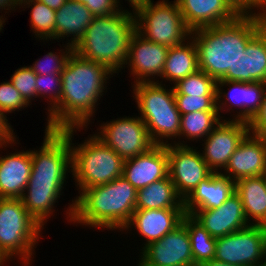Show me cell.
I'll return each instance as SVG.
<instances>
[{"label":"cell","mask_w":266,"mask_h":266,"mask_svg":"<svg viewBox=\"0 0 266 266\" xmlns=\"http://www.w3.org/2000/svg\"><path fill=\"white\" fill-rule=\"evenodd\" d=\"M112 75L105 65L73 51L61 73L60 101L49 111L45 130L88 127Z\"/></svg>","instance_id":"1"},{"label":"cell","mask_w":266,"mask_h":266,"mask_svg":"<svg viewBox=\"0 0 266 266\" xmlns=\"http://www.w3.org/2000/svg\"><path fill=\"white\" fill-rule=\"evenodd\" d=\"M44 133L42 146L31 150V175L21 197L27 211L43 228L55 212L54 205L62 195L66 175L72 172L68 129L45 130Z\"/></svg>","instance_id":"2"},{"label":"cell","mask_w":266,"mask_h":266,"mask_svg":"<svg viewBox=\"0 0 266 266\" xmlns=\"http://www.w3.org/2000/svg\"><path fill=\"white\" fill-rule=\"evenodd\" d=\"M263 27L260 15H238L227 23L191 31L199 70L216 81H237V61Z\"/></svg>","instance_id":"3"},{"label":"cell","mask_w":266,"mask_h":266,"mask_svg":"<svg viewBox=\"0 0 266 266\" xmlns=\"http://www.w3.org/2000/svg\"><path fill=\"white\" fill-rule=\"evenodd\" d=\"M78 194L66 210V220L74 224L124 231L136 210L137 190L122 176Z\"/></svg>","instance_id":"4"},{"label":"cell","mask_w":266,"mask_h":266,"mask_svg":"<svg viewBox=\"0 0 266 266\" xmlns=\"http://www.w3.org/2000/svg\"><path fill=\"white\" fill-rule=\"evenodd\" d=\"M136 31V18L131 11L121 9L113 15L95 16L73 51L118 74L125 69Z\"/></svg>","instance_id":"5"},{"label":"cell","mask_w":266,"mask_h":266,"mask_svg":"<svg viewBox=\"0 0 266 266\" xmlns=\"http://www.w3.org/2000/svg\"><path fill=\"white\" fill-rule=\"evenodd\" d=\"M161 82L132 85L139 117L145 123L152 141L157 145L169 144L180 132V112L174 97V87L168 89ZM167 88V89H166ZM166 141H165V140ZM165 141V142H164Z\"/></svg>","instance_id":"6"},{"label":"cell","mask_w":266,"mask_h":266,"mask_svg":"<svg viewBox=\"0 0 266 266\" xmlns=\"http://www.w3.org/2000/svg\"><path fill=\"white\" fill-rule=\"evenodd\" d=\"M84 128H69L72 150V177L80 193L82 190L107 184L122 176L124 160L94 134L74 146V132ZM73 138V139H72ZM73 143V144H72Z\"/></svg>","instance_id":"7"},{"label":"cell","mask_w":266,"mask_h":266,"mask_svg":"<svg viewBox=\"0 0 266 266\" xmlns=\"http://www.w3.org/2000/svg\"><path fill=\"white\" fill-rule=\"evenodd\" d=\"M43 229L21 198H0V250L9 260L15 256L30 266Z\"/></svg>","instance_id":"8"},{"label":"cell","mask_w":266,"mask_h":266,"mask_svg":"<svg viewBox=\"0 0 266 266\" xmlns=\"http://www.w3.org/2000/svg\"><path fill=\"white\" fill-rule=\"evenodd\" d=\"M150 2L135 13L137 32L154 43L168 47L182 44L191 36L176 0Z\"/></svg>","instance_id":"9"},{"label":"cell","mask_w":266,"mask_h":266,"mask_svg":"<svg viewBox=\"0 0 266 266\" xmlns=\"http://www.w3.org/2000/svg\"><path fill=\"white\" fill-rule=\"evenodd\" d=\"M214 259L236 266H266V226L250 225L216 238Z\"/></svg>","instance_id":"10"},{"label":"cell","mask_w":266,"mask_h":266,"mask_svg":"<svg viewBox=\"0 0 266 266\" xmlns=\"http://www.w3.org/2000/svg\"><path fill=\"white\" fill-rule=\"evenodd\" d=\"M116 119L103 122L97 128L99 132L94 135L124 161L143 154L156 145L139 116Z\"/></svg>","instance_id":"11"},{"label":"cell","mask_w":266,"mask_h":266,"mask_svg":"<svg viewBox=\"0 0 266 266\" xmlns=\"http://www.w3.org/2000/svg\"><path fill=\"white\" fill-rule=\"evenodd\" d=\"M197 149L190 144L189 146L167 144L169 177L183 200L201 181L213 173L203 160L201 151Z\"/></svg>","instance_id":"12"},{"label":"cell","mask_w":266,"mask_h":266,"mask_svg":"<svg viewBox=\"0 0 266 266\" xmlns=\"http://www.w3.org/2000/svg\"><path fill=\"white\" fill-rule=\"evenodd\" d=\"M223 86H228L229 90L225 92ZM265 89L266 83L262 82L217 81L216 106L220 119L226 120L221 116V112L223 113L226 110L227 113L235 107L238 114H234L232 120L249 123L261 107Z\"/></svg>","instance_id":"13"},{"label":"cell","mask_w":266,"mask_h":266,"mask_svg":"<svg viewBox=\"0 0 266 266\" xmlns=\"http://www.w3.org/2000/svg\"><path fill=\"white\" fill-rule=\"evenodd\" d=\"M230 120H222L203 140L202 158L216 173L225 169L231 155L250 132L247 122Z\"/></svg>","instance_id":"14"},{"label":"cell","mask_w":266,"mask_h":266,"mask_svg":"<svg viewBox=\"0 0 266 266\" xmlns=\"http://www.w3.org/2000/svg\"><path fill=\"white\" fill-rule=\"evenodd\" d=\"M141 250L138 266L194 265L188 230L183 223Z\"/></svg>","instance_id":"15"},{"label":"cell","mask_w":266,"mask_h":266,"mask_svg":"<svg viewBox=\"0 0 266 266\" xmlns=\"http://www.w3.org/2000/svg\"><path fill=\"white\" fill-rule=\"evenodd\" d=\"M168 51V46L149 41L136 31L125 62L130 67V77H134L133 83L156 82V76L161 79Z\"/></svg>","instance_id":"16"},{"label":"cell","mask_w":266,"mask_h":266,"mask_svg":"<svg viewBox=\"0 0 266 266\" xmlns=\"http://www.w3.org/2000/svg\"><path fill=\"white\" fill-rule=\"evenodd\" d=\"M214 238L250 226L239 195L234 192L220 207L195 210L190 214Z\"/></svg>","instance_id":"17"},{"label":"cell","mask_w":266,"mask_h":266,"mask_svg":"<svg viewBox=\"0 0 266 266\" xmlns=\"http://www.w3.org/2000/svg\"><path fill=\"white\" fill-rule=\"evenodd\" d=\"M266 170V137L248 133L231 155L221 174L237 181L240 178L260 176Z\"/></svg>","instance_id":"18"},{"label":"cell","mask_w":266,"mask_h":266,"mask_svg":"<svg viewBox=\"0 0 266 266\" xmlns=\"http://www.w3.org/2000/svg\"><path fill=\"white\" fill-rule=\"evenodd\" d=\"M169 175L167 145H155L149 151L125 160L122 177L136 190Z\"/></svg>","instance_id":"19"},{"label":"cell","mask_w":266,"mask_h":266,"mask_svg":"<svg viewBox=\"0 0 266 266\" xmlns=\"http://www.w3.org/2000/svg\"><path fill=\"white\" fill-rule=\"evenodd\" d=\"M184 209L135 210L124 230L135 228L146 238L144 247L158 241L182 223Z\"/></svg>","instance_id":"20"},{"label":"cell","mask_w":266,"mask_h":266,"mask_svg":"<svg viewBox=\"0 0 266 266\" xmlns=\"http://www.w3.org/2000/svg\"><path fill=\"white\" fill-rule=\"evenodd\" d=\"M187 27H211L234 20L238 14L226 0H176Z\"/></svg>","instance_id":"21"},{"label":"cell","mask_w":266,"mask_h":266,"mask_svg":"<svg viewBox=\"0 0 266 266\" xmlns=\"http://www.w3.org/2000/svg\"><path fill=\"white\" fill-rule=\"evenodd\" d=\"M4 156H0V198H21L31 175V150Z\"/></svg>","instance_id":"22"},{"label":"cell","mask_w":266,"mask_h":266,"mask_svg":"<svg viewBox=\"0 0 266 266\" xmlns=\"http://www.w3.org/2000/svg\"><path fill=\"white\" fill-rule=\"evenodd\" d=\"M235 192V181L213 172L184 200L185 214L220 207Z\"/></svg>","instance_id":"23"},{"label":"cell","mask_w":266,"mask_h":266,"mask_svg":"<svg viewBox=\"0 0 266 266\" xmlns=\"http://www.w3.org/2000/svg\"><path fill=\"white\" fill-rule=\"evenodd\" d=\"M94 17L85 4L76 0H67L56 10L55 39L58 41L65 39L66 36L67 39L72 36L67 44L74 48Z\"/></svg>","instance_id":"24"},{"label":"cell","mask_w":266,"mask_h":266,"mask_svg":"<svg viewBox=\"0 0 266 266\" xmlns=\"http://www.w3.org/2000/svg\"><path fill=\"white\" fill-rule=\"evenodd\" d=\"M235 192L241 199L249 224L266 226V186L263 176L238 179L235 181Z\"/></svg>","instance_id":"25"},{"label":"cell","mask_w":266,"mask_h":266,"mask_svg":"<svg viewBox=\"0 0 266 266\" xmlns=\"http://www.w3.org/2000/svg\"><path fill=\"white\" fill-rule=\"evenodd\" d=\"M135 209H184V200L168 175L137 190Z\"/></svg>","instance_id":"26"},{"label":"cell","mask_w":266,"mask_h":266,"mask_svg":"<svg viewBox=\"0 0 266 266\" xmlns=\"http://www.w3.org/2000/svg\"><path fill=\"white\" fill-rule=\"evenodd\" d=\"M199 70L197 49L190 37L182 44L169 47L161 78L174 85Z\"/></svg>","instance_id":"27"},{"label":"cell","mask_w":266,"mask_h":266,"mask_svg":"<svg viewBox=\"0 0 266 266\" xmlns=\"http://www.w3.org/2000/svg\"><path fill=\"white\" fill-rule=\"evenodd\" d=\"M221 121L218 111H194L183 114L180 118L179 141H174L173 144L187 146L184 140L180 141L181 137H186V142L187 139L193 142L203 140Z\"/></svg>","instance_id":"28"},{"label":"cell","mask_w":266,"mask_h":266,"mask_svg":"<svg viewBox=\"0 0 266 266\" xmlns=\"http://www.w3.org/2000/svg\"><path fill=\"white\" fill-rule=\"evenodd\" d=\"M266 83V27L264 26L245 49V83Z\"/></svg>","instance_id":"29"},{"label":"cell","mask_w":266,"mask_h":266,"mask_svg":"<svg viewBox=\"0 0 266 266\" xmlns=\"http://www.w3.org/2000/svg\"><path fill=\"white\" fill-rule=\"evenodd\" d=\"M182 223L188 230L194 266H200L204 262L214 259L216 238L212 237L206 229L189 214L183 216Z\"/></svg>","instance_id":"30"},{"label":"cell","mask_w":266,"mask_h":266,"mask_svg":"<svg viewBox=\"0 0 266 266\" xmlns=\"http://www.w3.org/2000/svg\"><path fill=\"white\" fill-rule=\"evenodd\" d=\"M23 5L25 8L31 6L30 27L35 37L40 38L39 40L43 39V41L55 40L56 10L49 8L38 0L26 1L21 4L22 8H24Z\"/></svg>","instance_id":"31"},{"label":"cell","mask_w":266,"mask_h":266,"mask_svg":"<svg viewBox=\"0 0 266 266\" xmlns=\"http://www.w3.org/2000/svg\"><path fill=\"white\" fill-rule=\"evenodd\" d=\"M217 81L198 70L173 85L174 95L216 96Z\"/></svg>","instance_id":"32"},{"label":"cell","mask_w":266,"mask_h":266,"mask_svg":"<svg viewBox=\"0 0 266 266\" xmlns=\"http://www.w3.org/2000/svg\"><path fill=\"white\" fill-rule=\"evenodd\" d=\"M64 49H60L57 52H48L43 59H38L37 61H34L35 63L32 64V66H29L36 75H48V74H61L63 72V69L65 67V64L67 62L68 57L73 52V47L64 44ZM65 50V51H64Z\"/></svg>","instance_id":"33"},{"label":"cell","mask_w":266,"mask_h":266,"mask_svg":"<svg viewBox=\"0 0 266 266\" xmlns=\"http://www.w3.org/2000/svg\"><path fill=\"white\" fill-rule=\"evenodd\" d=\"M36 77L37 75L29 66L18 68L11 75L10 81L29 105L34 98H37Z\"/></svg>","instance_id":"34"},{"label":"cell","mask_w":266,"mask_h":266,"mask_svg":"<svg viewBox=\"0 0 266 266\" xmlns=\"http://www.w3.org/2000/svg\"><path fill=\"white\" fill-rule=\"evenodd\" d=\"M37 98H49V111L60 101L61 96V74L37 75L36 77ZM49 97H48V96Z\"/></svg>","instance_id":"35"},{"label":"cell","mask_w":266,"mask_h":266,"mask_svg":"<svg viewBox=\"0 0 266 266\" xmlns=\"http://www.w3.org/2000/svg\"><path fill=\"white\" fill-rule=\"evenodd\" d=\"M180 115L194 111H218L216 96L174 95Z\"/></svg>","instance_id":"36"},{"label":"cell","mask_w":266,"mask_h":266,"mask_svg":"<svg viewBox=\"0 0 266 266\" xmlns=\"http://www.w3.org/2000/svg\"><path fill=\"white\" fill-rule=\"evenodd\" d=\"M29 104L14 87L12 82L6 81L0 84V110L6 115L27 108Z\"/></svg>","instance_id":"37"},{"label":"cell","mask_w":266,"mask_h":266,"mask_svg":"<svg viewBox=\"0 0 266 266\" xmlns=\"http://www.w3.org/2000/svg\"><path fill=\"white\" fill-rule=\"evenodd\" d=\"M85 6L93 13L94 16L113 15L119 10H123L120 7V0H76Z\"/></svg>","instance_id":"38"},{"label":"cell","mask_w":266,"mask_h":266,"mask_svg":"<svg viewBox=\"0 0 266 266\" xmlns=\"http://www.w3.org/2000/svg\"><path fill=\"white\" fill-rule=\"evenodd\" d=\"M238 15H260L264 10V0H226ZM259 10L256 11L255 10Z\"/></svg>","instance_id":"39"},{"label":"cell","mask_w":266,"mask_h":266,"mask_svg":"<svg viewBox=\"0 0 266 266\" xmlns=\"http://www.w3.org/2000/svg\"><path fill=\"white\" fill-rule=\"evenodd\" d=\"M248 124L250 133L257 136L266 137V89L259 111L249 121Z\"/></svg>","instance_id":"40"},{"label":"cell","mask_w":266,"mask_h":266,"mask_svg":"<svg viewBox=\"0 0 266 266\" xmlns=\"http://www.w3.org/2000/svg\"><path fill=\"white\" fill-rule=\"evenodd\" d=\"M8 122L7 116L0 110V143L9 142L18 138L11 124Z\"/></svg>","instance_id":"41"},{"label":"cell","mask_w":266,"mask_h":266,"mask_svg":"<svg viewBox=\"0 0 266 266\" xmlns=\"http://www.w3.org/2000/svg\"><path fill=\"white\" fill-rule=\"evenodd\" d=\"M237 81L245 83V53L237 61Z\"/></svg>","instance_id":"42"},{"label":"cell","mask_w":266,"mask_h":266,"mask_svg":"<svg viewBox=\"0 0 266 266\" xmlns=\"http://www.w3.org/2000/svg\"><path fill=\"white\" fill-rule=\"evenodd\" d=\"M21 6L19 0H0V9L5 10V14L8 12H11V10H16L15 8H18ZM6 10H9L8 12Z\"/></svg>","instance_id":"43"},{"label":"cell","mask_w":266,"mask_h":266,"mask_svg":"<svg viewBox=\"0 0 266 266\" xmlns=\"http://www.w3.org/2000/svg\"><path fill=\"white\" fill-rule=\"evenodd\" d=\"M128 1L132 7V13H136L139 9L146 7L152 0H125Z\"/></svg>","instance_id":"44"},{"label":"cell","mask_w":266,"mask_h":266,"mask_svg":"<svg viewBox=\"0 0 266 266\" xmlns=\"http://www.w3.org/2000/svg\"><path fill=\"white\" fill-rule=\"evenodd\" d=\"M44 3L49 8L58 10L67 0H38Z\"/></svg>","instance_id":"45"},{"label":"cell","mask_w":266,"mask_h":266,"mask_svg":"<svg viewBox=\"0 0 266 266\" xmlns=\"http://www.w3.org/2000/svg\"><path fill=\"white\" fill-rule=\"evenodd\" d=\"M200 266H236V265H231L225 262H221L215 259H212L211 261L204 262Z\"/></svg>","instance_id":"46"},{"label":"cell","mask_w":266,"mask_h":266,"mask_svg":"<svg viewBox=\"0 0 266 266\" xmlns=\"http://www.w3.org/2000/svg\"><path fill=\"white\" fill-rule=\"evenodd\" d=\"M6 262H9V259L6 257V255L0 250V266H4Z\"/></svg>","instance_id":"47"},{"label":"cell","mask_w":266,"mask_h":266,"mask_svg":"<svg viewBox=\"0 0 266 266\" xmlns=\"http://www.w3.org/2000/svg\"><path fill=\"white\" fill-rule=\"evenodd\" d=\"M16 140H17V138H15L14 140H11V141H9V142L0 143V149H1V148L3 149V147L5 148L7 145H8V146H14V144H15V145L18 144V143H16ZM10 144H11V145H10Z\"/></svg>","instance_id":"48"},{"label":"cell","mask_w":266,"mask_h":266,"mask_svg":"<svg viewBox=\"0 0 266 266\" xmlns=\"http://www.w3.org/2000/svg\"><path fill=\"white\" fill-rule=\"evenodd\" d=\"M262 19H263L264 26L266 27V0H264V10L262 13Z\"/></svg>","instance_id":"49"},{"label":"cell","mask_w":266,"mask_h":266,"mask_svg":"<svg viewBox=\"0 0 266 266\" xmlns=\"http://www.w3.org/2000/svg\"><path fill=\"white\" fill-rule=\"evenodd\" d=\"M5 14L4 16L3 15H0V32L2 31V29L4 28L3 24L5 23Z\"/></svg>","instance_id":"50"},{"label":"cell","mask_w":266,"mask_h":266,"mask_svg":"<svg viewBox=\"0 0 266 266\" xmlns=\"http://www.w3.org/2000/svg\"><path fill=\"white\" fill-rule=\"evenodd\" d=\"M263 179H264V183H265V186H266V170H265V172L263 173Z\"/></svg>","instance_id":"51"},{"label":"cell","mask_w":266,"mask_h":266,"mask_svg":"<svg viewBox=\"0 0 266 266\" xmlns=\"http://www.w3.org/2000/svg\"><path fill=\"white\" fill-rule=\"evenodd\" d=\"M26 1H32V0H19L20 4L26 2Z\"/></svg>","instance_id":"52"}]
</instances>
